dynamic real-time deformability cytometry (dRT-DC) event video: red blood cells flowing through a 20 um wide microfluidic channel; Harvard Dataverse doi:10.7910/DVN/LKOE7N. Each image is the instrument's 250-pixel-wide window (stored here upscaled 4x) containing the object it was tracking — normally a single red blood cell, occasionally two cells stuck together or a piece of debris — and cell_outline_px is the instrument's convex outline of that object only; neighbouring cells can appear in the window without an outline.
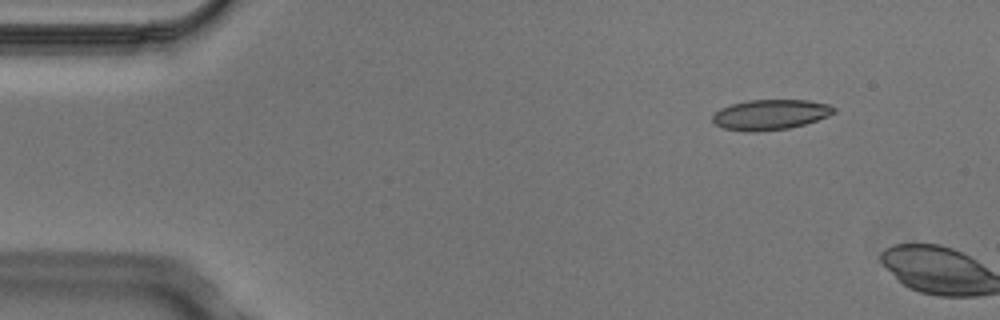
{"species": "Egyptian fruit bat (a non-hibernating species)", "species_latin": "Rousettus aegyptiacus", "temperature_condition": "cold", "stored_images_in_passage": 3, "camera_frame_rate_fps": 3000, "um_per_image_px": 0.085, "animal": {"sex": "male"}, "frame": {"image": 1, "passage_image": 2, "time_ms": 0.333, "image_size_px": [1000, 320], "cell_outline_px": [[836, 112], [828, 116], [804, 124], [788, 128], [756, 132], [748, 132], [724, 128], [716, 124], [712, 120], [712, 116], [720, 108], [732, 104], [748, 100], [808, 100], [828, 104], [836, 108]], "centroid_in_image_um": [65.48, 9.74], "position_along_channel_um": 19.5, "area_um2": 21.33}}